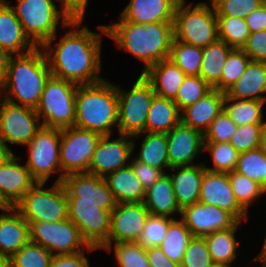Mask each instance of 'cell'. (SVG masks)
Wrapping results in <instances>:
<instances>
[{
  "mask_svg": "<svg viewBox=\"0 0 266 267\" xmlns=\"http://www.w3.org/2000/svg\"><path fill=\"white\" fill-rule=\"evenodd\" d=\"M118 139L110 141L111 135H103L97 143L89 164L88 173L105 178L108 174L129 165L132 152L135 150L133 138L129 135L118 134Z\"/></svg>",
  "mask_w": 266,
  "mask_h": 267,
  "instance_id": "obj_16",
  "label": "cell"
},
{
  "mask_svg": "<svg viewBox=\"0 0 266 267\" xmlns=\"http://www.w3.org/2000/svg\"><path fill=\"white\" fill-rule=\"evenodd\" d=\"M150 212L140 203H117L111 211L108 244L137 242Z\"/></svg>",
  "mask_w": 266,
  "mask_h": 267,
  "instance_id": "obj_18",
  "label": "cell"
},
{
  "mask_svg": "<svg viewBox=\"0 0 266 267\" xmlns=\"http://www.w3.org/2000/svg\"><path fill=\"white\" fill-rule=\"evenodd\" d=\"M236 129L237 125L223 109L204 133V142H229Z\"/></svg>",
  "mask_w": 266,
  "mask_h": 267,
  "instance_id": "obj_50",
  "label": "cell"
},
{
  "mask_svg": "<svg viewBox=\"0 0 266 267\" xmlns=\"http://www.w3.org/2000/svg\"><path fill=\"white\" fill-rule=\"evenodd\" d=\"M50 76L49 63L42 47L15 55L14 58L10 55L6 78L0 86V95L5 94L3 99L11 103L35 110Z\"/></svg>",
  "mask_w": 266,
  "mask_h": 267,
  "instance_id": "obj_3",
  "label": "cell"
},
{
  "mask_svg": "<svg viewBox=\"0 0 266 267\" xmlns=\"http://www.w3.org/2000/svg\"><path fill=\"white\" fill-rule=\"evenodd\" d=\"M263 247L262 250L260 252V254H258V256H256L254 259V261H261L265 266H266V237L265 240L263 242Z\"/></svg>",
  "mask_w": 266,
  "mask_h": 267,
  "instance_id": "obj_59",
  "label": "cell"
},
{
  "mask_svg": "<svg viewBox=\"0 0 266 267\" xmlns=\"http://www.w3.org/2000/svg\"><path fill=\"white\" fill-rule=\"evenodd\" d=\"M218 37L233 49H242L251 32L245 19L231 16H217Z\"/></svg>",
  "mask_w": 266,
  "mask_h": 267,
  "instance_id": "obj_39",
  "label": "cell"
},
{
  "mask_svg": "<svg viewBox=\"0 0 266 267\" xmlns=\"http://www.w3.org/2000/svg\"><path fill=\"white\" fill-rule=\"evenodd\" d=\"M180 0H131L120 14V21L136 24L173 22Z\"/></svg>",
  "mask_w": 266,
  "mask_h": 267,
  "instance_id": "obj_23",
  "label": "cell"
},
{
  "mask_svg": "<svg viewBox=\"0 0 266 267\" xmlns=\"http://www.w3.org/2000/svg\"><path fill=\"white\" fill-rule=\"evenodd\" d=\"M13 9L25 34L37 46L42 47L49 39L55 40L60 19L62 26L70 27L69 18L57 9L53 0H17Z\"/></svg>",
  "mask_w": 266,
  "mask_h": 267,
  "instance_id": "obj_7",
  "label": "cell"
},
{
  "mask_svg": "<svg viewBox=\"0 0 266 267\" xmlns=\"http://www.w3.org/2000/svg\"><path fill=\"white\" fill-rule=\"evenodd\" d=\"M172 219L173 217L171 216L166 217L149 214L137 242L145 248L159 247L167 234L169 222Z\"/></svg>",
  "mask_w": 266,
  "mask_h": 267,
  "instance_id": "obj_47",
  "label": "cell"
},
{
  "mask_svg": "<svg viewBox=\"0 0 266 267\" xmlns=\"http://www.w3.org/2000/svg\"><path fill=\"white\" fill-rule=\"evenodd\" d=\"M209 267H232L230 265L227 264H222V263H212Z\"/></svg>",
  "mask_w": 266,
  "mask_h": 267,
  "instance_id": "obj_62",
  "label": "cell"
},
{
  "mask_svg": "<svg viewBox=\"0 0 266 267\" xmlns=\"http://www.w3.org/2000/svg\"><path fill=\"white\" fill-rule=\"evenodd\" d=\"M30 241L41 245L52 255L74 254L85 246L88 251L98 250L82 238L78 227L68 218L59 222L29 223Z\"/></svg>",
  "mask_w": 266,
  "mask_h": 267,
  "instance_id": "obj_10",
  "label": "cell"
},
{
  "mask_svg": "<svg viewBox=\"0 0 266 267\" xmlns=\"http://www.w3.org/2000/svg\"><path fill=\"white\" fill-rule=\"evenodd\" d=\"M192 237L184 222L173 218L169 222L167 234L159 247L170 260L180 264Z\"/></svg>",
  "mask_w": 266,
  "mask_h": 267,
  "instance_id": "obj_36",
  "label": "cell"
},
{
  "mask_svg": "<svg viewBox=\"0 0 266 267\" xmlns=\"http://www.w3.org/2000/svg\"><path fill=\"white\" fill-rule=\"evenodd\" d=\"M0 267H9L8 258L0 254Z\"/></svg>",
  "mask_w": 266,
  "mask_h": 267,
  "instance_id": "obj_61",
  "label": "cell"
},
{
  "mask_svg": "<svg viewBox=\"0 0 266 267\" xmlns=\"http://www.w3.org/2000/svg\"><path fill=\"white\" fill-rule=\"evenodd\" d=\"M233 50L218 39L203 47V57L199 76L213 89L221 91V75L227 56Z\"/></svg>",
  "mask_w": 266,
  "mask_h": 267,
  "instance_id": "obj_32",
  "label": "cell"
},
{
  "mask_svg": "<svg viewBox=\"0 0 266 267\" xmlns=\"http://www.w3.org/2000/svg\"><path fill=\"white\" fill-rule=\"evenodd\" d=\"M198 202L218 206L231 213L239 222H242V219L247 221L248 213L237 202L228 173L205 170Z\"/></svg>",
  "mask_w": 266,
  "mask_h": 267,
  "instance_id": "obj_19",
  "label": "cell"
},
{
  "mask_svg": "<svg viewBox=\"0 0 266 267\" xmlns=\"http://www.w3.org/2000/svg\"><path fill=\"white\" fill-rule=\"evenodd\" d=\"M250 57L242 49H233L226 58L221 75V92L225 93L244 73Z\"/></svg>",
  "mask_w": 266,
  "mask_h": 267,
  "instance_id": "obj_45",
  "label": "cell"
},
{
  "mask_svg": "<svg viewBox=\"0 0 266 267\" xmlns=\"http://www.w3.org/2000/svg\"><path fill=\"white\" fill-rule=\"evenodd\" d=\"M232 102V103H231ZM265 101L240 100L224 96V110L237 125L264 123L263 106Z\"/></svg>",
  "mask_w": 266,
  "mask_h": 267,
  "instance_id": "obj_35",
  "label": "cell"
},
{
  "mask_svg": "<svg viewBox=\"0 0 266 267\" xmlns=\"http://www.w3.org/2000/svg\"><path fill=\"white\" fill-rule=\"evenodd\" d=\"M235 172L257 182L266 190V154L262 148L240 153Z\"/></svg>",
  "mask_w": 266,
  "mask_h": 267,
  "instance_id": "obj_38",
  "label": "cell"
},
{
  "mask_svg": "<svg viewBox=\"0 0 266 267\" xmlns=\"http://www.w3.org/2000/svg\"><path fill=\"white\" fill-rule=\"evenodd\" d=\"M224 96L225 93L212 89L200 100L180 112L181 123L204 134L211 122L223 111Z\"/></svg>",
  "mask_w": 266,
  "mask_h": 267,
  "instance_id": "obj_24",
  "label": "cell"
},
{
  "mask_svg": "<svg viewBox=\"0 0 266 267\" xmlns=\"http://www.w3.org/2000/svg\"><path fill=\"white\" fill-rule=\"evenodd\" d=\"M203 48L173 39L169 59L187 76H199Z\"/></svg>",
  "mask_w": 266,
  "mask_h": 267,
  "instance_id": "obj_37",
  "label": "cell"
},
{
  "mask_svg": "<svg viewBox=\"0 0 266 267\" xmlns=\"http://www.w3.org/2000/svg\"><path fill=\"white\" fill-rule=\"evenodd\" d=\"M65 188L68 202L99 203L100 207L112 211L117 201L103 177L88 172L71 173L61 182Z\"/></svg>",
  "mask_w": 266,
  "mask_h": 267,
  "instance_id": "obj_15",
  "label": "cell"
},
{
  "mask_svg": "<svg viewBox=\"0 0 266 267\" xmlns=\"http://www.w3.org/2000/svg\"><path fill=\"white\" fill-rule=\"evenodd\" d=\"M17 156H11L0 165V201L6 207H13L37 181L29 169L18 164Z\"/></svg>",
  "mask_w": 266,
  "mask_h": 267,
  "instance_id": "obj_21",
  "label": "cell"
},
{
  "mask_svg": "<svg viewBox=\"0 0 266 267\" xmlns=\"http://www.w3.org/2000/svg\"><path fill=\"white\" fill-rule=\"evenodd\" d=\"M150 267H180V264L170 260L160 247L146 248Z\"/></svg>",
  "mask_w": 266,
  "mask_h": 267,
  "instance_id": "obj_56",
  "label": "cell"
},
{
  "mask_svg": "<svg viewBox=\"0 0 266 267\" xmlns=\"http://www.w3.org/2000/svg\"><path fill=\"white\" fill-rule=\"evenodd\" d=\"M5 208L7 207L0 201V210H4Z\"/></svg>",
  "mask_w": 266,
  "mask_h": 267,
  "instance_id": "obj_63",
  "label": "cell"
},
{
  "mask_svg": "<svg viewBox=\"0 0 266 267\" xmlns=\"http://www.w3.org/2000/svg\"><path fill=\"white\" fill-rule=\"evenodd\" d=\"M113 246L115 260L119 267H150L146 248L138 242L108 244L103 249L111 252Z\"/></svg>",
  "mask_w": 266,
  "mask_h": 267,
  "instance_id": "obj_42",
  "label": "cell"
},
{
  "mask_svg": "<svg viewBox=\"0 0 266 267\" xmlns=\"http://www.w3.org/2000/svg\"><path fill=\"white\" fill-rule=\"evenodd\" d=\"M75 127L100 135H111L118 126L117 85L106 79L78 85L75 98Z\"/></svg>",
  "mask_w": 266,
  "mask_h": 267,
  "instance_id": "obj_4",
  "label": "cell"
},
{
  "mask_svg": "<svg viewBox=\"0 0 266 267\" xmlns=\"http://www.w3.org/2000/svg\"><path fill=\"white\" fill-rule=\"evenodd\" d=\"M3 211L0 214V254L9 259L30 241L29 223L13 207Z\"/></svg>",
  "mask_w": 266,
  "mask_h": 267,
  "instance_id": "obj_25",
  "label": "cell"
},
{
  "mask_svg": "<svg viewBox=\"0 0 266 267\" xmlns=\"http://www.w3.org/2000/svg\"><path fill=\"white\" fill-rule=\"evenodd\" d=\"M60 141V129L41 126L26 145L29 148L26 167L37 182L46 183L53 172L61 171Z\"/></svg>",
  "mask_w": 266,
  "mask_h": 267,
  "instance_id": "obj_12",
  "label": "cell"
},
{
  "mask_svg": "<svg viewBox=\"0 0 266 267\" xmlns=\"http://www.w3.org/2000/svg\"><path fill=\"white\" fill-rule=\"evenodd\" d=\"M142 134L146 136L142 141L141 151L135 159L151 167L161 169L164 172V168L170 169L166 133L142 132L131 137L138 138Z\"/></svg>",
  "mask_w": 266,
  "mask_h": 267,
  "instance_id": "obj_34",
  "label": "cell"
},
{
  "mask_svg": "<svg viewBox=\"0 0 266 267\" xmlns=\"http://www.w3.org/2000/svg\"><path fill=\"white\" fill-rule=\"evenodd\" d=\"M212 263L205 238L193 236L185 250L180 267H209Z\"/></svg>",
  "mask_w": 266,
  "mask_h": 267,
  "instance_id": "obj_49",
  "label": "cell"
},
{
  "mask_svg": "<svg viewBox=\"0 0 266 267\" xmlns=\"http://www.w3.org/2000/svg\"><path fill=\"white\" fill-rule=\"evenodd\" d=\"M175 169H177V173L169 174V176L171 177L175 199L180 209L198 203L201 181L206 170L204 163L170 168V170Z\"/></svg>",
  "mask_w": 266,
  "mask_h": 267,
  "instance_id": "obj_26",
  "label": "cell"
},
{
  "mask_svg": "<svg viewBox=\"0 0 266 267\" xmlns=\"http://www.w3.org/2000/svg\"><path fill=\"white\" fill-rule=\"evenodd\" d=\"M61 3L60 10L70 21H83L88 0H58Z\"/></svg>",
  "mask_w": 266,
  "mask_h": 267,
  "instance_id": "obj_54",
  "label": "cell"
},
{
  "mask_svg": "<svg viewBox=\"0 0 266 267\" xmlns=\"http://www.w3.org/2000/svg\"><path fill=\"white\" fill-rule=\"evenodd\" d=\"M242 50L250 57L251 61L266 62V29L252 33Z\"/></svg>",
  "mask_w": 266,
  "mask_h": 267,
  "instance_id": "obj_51",
  "label": "cell"
},
{
  "mask_svg": "<svg viewBox=\"0 0 266 267\" xmlns=\"http://www.w3.org/2000/svg\"><path fill=\"white\" fill-rule=\"evenodd\" d=\"M265 0H214L216 16H231L245 19L250 13L260 7Z\"/></svg>",
  "mask_w": 266,
  "mask_h": 267,
  "instance_id": "obj_48",
  "label": "cell"
},
{
  "mask_svg": "<svg viewBox=\"0 0 266 267\" xmlns=\"http://www.w3.org/2000/svg\"><path fill=\"white\" fill-rule=\"evenodd\" d=\"M36 47L25 34L9 2L0 0V49L14 56L28 53Z\"/></svg>",
  "mask_w": 266,
  "mask_h": 267,
  "instance_id": "obj_22",
  "label": "cell"
},
{
  "mask_svg": "<svg viewBox=\"0 0 266 267\" xmlns=\"http://www.w3.org/2000/svg\"><path fill=\"white\" fill-rule=\"evenodd\" d=\"M181 122L176 103L165 97L155 95L147 115L145 132L168 133Z\"/></svg>",
  "mask_w": 266,
  "mask_h": 267,
  "instance_id": "obj_31",
  "label": "cell"
},
{
  "mask_svg": "<svg viewBox=\"0 0 266 267\" xmlns=\"http://www.w3.org/2000/svg\"><path fill=\"white\" fill-rule=\"evenodd\" d=\"M169 166H190L198 153L204 151V134L181 122L166 133Z\"/></svg>",
  "mask_w": 266,
  "mask_h": 267,
  "instance_id": "obj_20",
  "label": "cell"
},
{
  "mask_svg": "<svg viewBox=\"0 0 266 267\" xmlns=\"http://www.w3.org/2000/svg\"><path fill=\"white\" fill-rule=\"evenodd\" d=\"M78 84L50 76L35 111L42 126L65 129L75 123V98Z\"/></svg>",
  "mask_w": 266,
  "mask_h": 267,
  "instance_id": "obj_6",
  "label": "cell"
},
{
  "mask_svg": "<svg viewBox=\"0 0 266 267\" xmlns=\"http://www.w3.org/2000/svg\"><path fill=\"white\" fill-rule=\"evenodd\" d=\"M264 134V123L244 124L237 126L229 143L239 152L261 147Z\"/></svg>",
  "mask_w": 266,
  "mask_h": 267,
  "instance_id": "obj_46",
  "label": "cell"
},
{
  "mask_svg": "<svg viewBox=\"0 0 266 267\" xmlns=\"http://www.w3.org/2000/svg\"><path fill=\"white\" fill-rule=\"evenodd\" d=\"M209 5L206 2L186 5L185 0H180L173 19L174 39L202 48L217 41V16L212 3Z\"/></svg>",
  "mask_w": 266,
  "mask_h": 267,
  "instance_id": "obj_5",
  "label": "cell"
},
{
  "mask_svg": "<svg viewBox=\"0 0 266 267\" xmlns=\"http://www.w3.org/2000/svg\"><path fill=\"white\" fill-rule=\"evenodd\" d=\"M237 222L232 228L213 232L204 236L205 242L214 263H222L231 266L237 258L239 242L235 238L238 226Z\"/></svg>",
  "mask_w": 266,
  "mask_h": 267,
  "instance_id": "obj_33",
  "label": "cell"
},
{
  "mask_svg": "<svg viewBox=\"0 0 266 267\" xmlns=\"http://www.w3.org/2000/svg\"><path fill=\"white\" fill-rule=\"evenodd\" d=\"M180 215L192 236L199 237L232 228L238 222L228 211L199 202L183 207Z\"/></svg>",
  "mask_w": 266,
  "mask_h": 267,
  "instance_id": "obj_17",
  "label": "cell"
},
{
  "mask_svg": "<svg viewBox=\"0 0 266 267\" xmlns=\"http://www.w3.org/2000/svg\"><path fill=\"white\" fill-rule=\"evenodd\" d=\"M143 204L152 215L169 217L174 213H181L175 199L171 177L167 172L145 189Z\"/></svg>",
  "mask_w": 266,
  "mask_h": 267,
  "instance_id": "obj_29",
  "label": "cell"
},
{
  "mask_svg": "<svg viewBox=\"0 0 266 267\" xmlns=\"http://www.w3.org/2000/svg\"><path fill=\"white\" fill-rule=\"evenodd\" d=\"M212 89L200 76H186L173 101L181 112L184 108L200 100Z\"/></svg>",
  "mask_w": 266,
  "mask_h": 267,
  "instance_id": "obj_44",
  "label": "cell"
},
{
  "mask_svg": "<svg viewBox=\"0 0 266 267\" xmlns=\"http://www.w3.org/2000/svg\"><path fill=\"white\" fill-rule=\"evenodd\" d=\"M81 24L82 21H71V32L54 47H51L53 39H49L42 48L52 76L78 85L94 84L104 80L99 76L102 36L85 26L81 28Z\"/></svg>",
  "mask_w": 266,
  "mask_h": 267,
  "instance_id": "obj_1",
  "label": "cell"
},
{
  "mask_svg": "<svg viewBox=\"0 0 266 267\" xmlns=\"http://www.w3.org/2000/svg\"><path fill=\"white\" fill-rule=\"evenodd\" d=\"M41 126L34 109L0 99V138L6 145H27Z\"/></svg>",
  "mask_w": 266,
  "mask_h": 267,
  "instance_id": "obj_14",
  "label": "cell"
},
{
  "mask_svg": "<svg viewBox=\"0 0 266 267\" xmlns=\"http://www.w3.org/2000/svg\"><path fill=\"white\" fill-rule=\"evenodd\" d=\"M152 84L155 95L174 100L186 74L169 58L142 73Z\"/></svg>",
  "mask_w": 266,
  "mask_h": 267,
  "instance_id": "obj_27",
  "label": "cell"
},
{
  "mask_svg": "<svg viewBox=\"0 0 266 267\" xmlns=\"http://www.w3.org/2000/svg\"><path fill=\"white\" fill-rule=\"evenodd\" d=\"M261 148L263 152L266 154V122H264V134L261 142Z\"/></svg>",
  "mask_w": 266,
  "mask_h": 267,
  "instance_id": "obj_60",
  "label": "cell"
},
{
  "mask_svg": "<svg viewBox=\"0 0 266 267\" xmlns=\"http://www.w3.org/2000/svg\"><path fill=\"white\" fill-rule=\"evenodd\" d=\"M266 62L250 61L244 73L226 92L230 98L266 101Z\"/></svg>",
  "mask_w": 266,
  "mask_h": 267,
  "instance_id": "obj_28",
  "label": "cell"
},
{
  "mask_svg": "<svg viewBox=\"0 0 266 267\" xmlns=\"http://www.w3.org/2000/svg\"><path fill=\"white\" fill-rule=\"evenodd\" d=\"M246 24L252 33L266 29V2L245 17Z\"/></svg>",
  "mask_w": 266,
  "mask_h": 267,
  "instance_id": "obj_55",
  "label": "cell"
},
{
  "mask_svg": "<svg viewBox=\"0 0 266 267\" xmlns=\"http://www.w3.org/2000/svg\"><path fill=\"white\" fill-rule=\"evenodd\" d=\"M204 150L209 152L213 168L204 167L208 171L229 173L237 167L239 152L229 142H204Z\"/></svg>",
  "mask_w": 266,
  "mask_h": 267,
  "instance_id": "obj_40",
  "label": "cell"
},
{
  "mask_svg": "<svg viewBox=\"0 0 266 267\" xmlns=\"http://www.w3.org/2000/svg\"><path fill=\"white\" fill-rule=\"evenodd\" d=\"M0 138V165L4 164L11 156L14 155L11 148Z\"/></svg>",
  "mask_w": 266,
  "mask_h": 267,
  "instance_id": "obj_58",
  "label": "cell"
},
{
  "mask_svg": "<svg viewBox=\"0 0 266 267\" xmlns=\"http://www.w3.org/2000/svg\"><path fill=\"white\" fill-rule=\"evenodd\" d=\"M68 218L89 246L103 249L108 245L111 212L101 208L99 203L68 202Z\"/></svg>",
  "mask_w": 266,
  "mask_h": 267,
  "instance_id": "obj_13",
  "label": "cell"
},
{
  "mask_svg": "<svg viewBox=\"0 0 266 267\" xmlns=\"http://www.w3.org/2000/svg\"><path fill=\"white\" fill-rule=\"evenodd\" d=\"M9 58L10 55L6 51L0 49V86L4 83L6 78Z\"/></svg>",
  "mask_w": 266,
  "mask_h": 267,
  "instance_id": "obj_57",
  "label": "cell"
},
{
  "mask_svg": "<svg viewBox=\"0 0 266 267\" xmlns=\"http://www.w3.org/2000/svg\"><path fill=\"white\" fill-rule=\"evenodd\" d=\"M117 203H140L145 198V188L135 176L130 165L105 177Z\"/></svg>",
  "mask_w": 266,
  "mask_h": 267,
  "instance_id": "obj_30",
  "label": "cell"
},
{
  "mask_svg": "<svg viewBox=\"0 0 266 267\" xmlns=\"http://www.w3.org/2000/svg\"><path fill=\"white\" fill-rule=\"evenodd\" d=\"M37 182L13 208L28 222H59L68 219V199L61 182L43 189Z\"/></svg>",
  "mask_w": 266,
  "mask_h": 267,
  "instance_id": "obj_8",
  "label": "cell"
},
{
  "mask_svg": "<svg viewBox=\"0 0 266 267\" xmlns=\"http://www.w3.org/2000/svg\"><path fill=\"white\" fill-rule=\"evenodd\" d=\"M228 178L237 202L247 213L249 205L256 202L261 194L266 193L257 182L235 171L229 172Z\"/></svg>",
  "mask_w": 266,
  "mask_h": 267,
  "instance_id": "obj_43",
  "label": "cell"
},
{
  "mask_svg": "<svg viewBox=\"0 0 266 267\" xmlns=\"http://www.w3.org/2000/svg\"><path fill=\"white\" fill-rule=\"evenodd\" d=\"M103 34L111 37L118 47L144 62L145 72L150 66L169 58L174 39L173 22L136 24L119 21L110 25H99Z\"/></svg>",
  "mask_w": 266,
  "mask_h": 267,
  "instance_id": "obj_2",
  "label": "cell"
},
{
  "mask_svg": "<svg viewBox=\"0 0 266 267\" xmlns=\"http://www.w3.org/2000/svg\"><path fill=\"white\" fill-rule=\"evenodd\" d=\"M135 176L139 179L142 186L147 189L149 186H152L161 176L166 172L161 169L151 167L150 165L141 163L135 158L129 162Z\"/></svg>",
  "mask_w": 266,
  "mask_h": 267,
  "instance_id": "obj_52",
  "label": "cell"
},
{
  "mask_svg": "<svg viewBox=\"0 0 266 267\" xmlns=\"http://www.w3.org/2000/svg\"><path fill=\"white\" fill-rule=\"evenodd\" d=\"M85 251L74 254L53 255L50 267H90Z\"/></svg>",
  "mask_w": 266,
  "mask_h": 267,
  "instance_id": "obj_53",
  "label": "cell"
},
{
  "mask_svg": "<svg viewBox=\"0 0 266 267\" xmlns=\"http://www.w3.org/2000/svg\"><path fill=\"white\" fill-rule=\"evenodd\" d=\"M118 134L133 136L145 132L148 111L155 96L152 84L141 73L131 90L117 86Z\"/></svg>",
  "mask_w": 266,
  "mask_h": 267,
  "instance_id": "obj_9",
  "label": "cell"
},
{
  "mask_svg": "<svg viewBox=\"0 0 266 267\" xmlns=\"http://www.w3.org/2000/svg\"><path fill=\"white\" fill-rule=\"evenodd\" d=\"M101 136L97 132L75 126L61 130V172L56 182H62L67 174L88 172L93 152Z\"/></svg>",
  "mask_w": 266,
  "mask_h": 267,
  "instance_id": "obj_11",
  "label": "cell"
},
{
  "mask_svg": "<svg viewBox=\"0 0 266 267\" xmlns=\"http://www.w3.org/2000/svg\"><path fill=\"white\" fill-rule=\"evenodd\" d=\"M53 255L39 244L29 241L8 259L9 267H50Z\"/></svg>",
  "mask_w": 266,
  "mask_h": 267,
  "instance_id": "obj_41",
  "label": "cell"
}]
</instances>
